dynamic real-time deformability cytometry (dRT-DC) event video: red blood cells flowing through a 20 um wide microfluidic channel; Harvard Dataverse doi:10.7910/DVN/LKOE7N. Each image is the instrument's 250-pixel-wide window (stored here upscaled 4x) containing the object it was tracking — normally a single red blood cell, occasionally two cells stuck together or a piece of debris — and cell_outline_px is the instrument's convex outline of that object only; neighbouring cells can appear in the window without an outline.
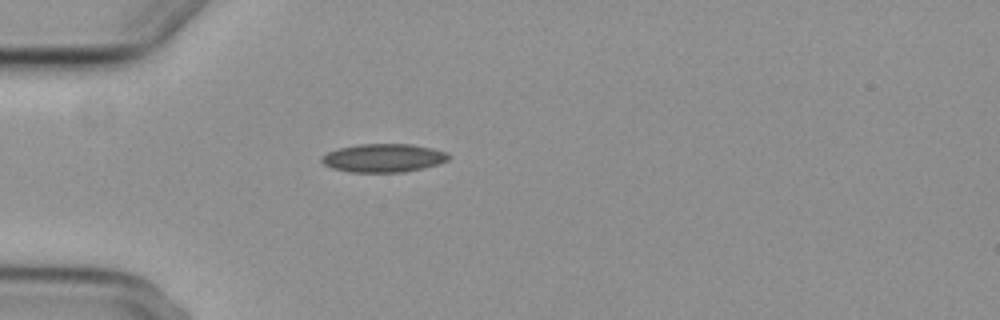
{"species": "common noctule bat (a hibernating species)", "species_latin": "Nyctalus noctula", "temperature_condition": "cold", "stored_images_in_passage": 4, "camera_frame_rate_fps": 3000, "um_per_image_px": 0.085, "animal": {"sex": "female", "body_mass_g": 29.2, "forearm_length_mm": 56.3}, "frame": {"image": 1, "passage_image": 4, "time_ms": 3.333, "image_size_px": [1000, 320], "cell_outline_px": [[452, 156], [448, 160], [440, 164], [404, 172], [348, 172], [332, 168], [324, 164], [320, 160], [320, 156], [328, 152], [340, 148], [360, 144], [412, 144], [432, 148], [448, 152]], "centroid_in_image_um": [32.62, 13.43], "position_along_channel_um": 52.4, "area_um2": 21.15}}